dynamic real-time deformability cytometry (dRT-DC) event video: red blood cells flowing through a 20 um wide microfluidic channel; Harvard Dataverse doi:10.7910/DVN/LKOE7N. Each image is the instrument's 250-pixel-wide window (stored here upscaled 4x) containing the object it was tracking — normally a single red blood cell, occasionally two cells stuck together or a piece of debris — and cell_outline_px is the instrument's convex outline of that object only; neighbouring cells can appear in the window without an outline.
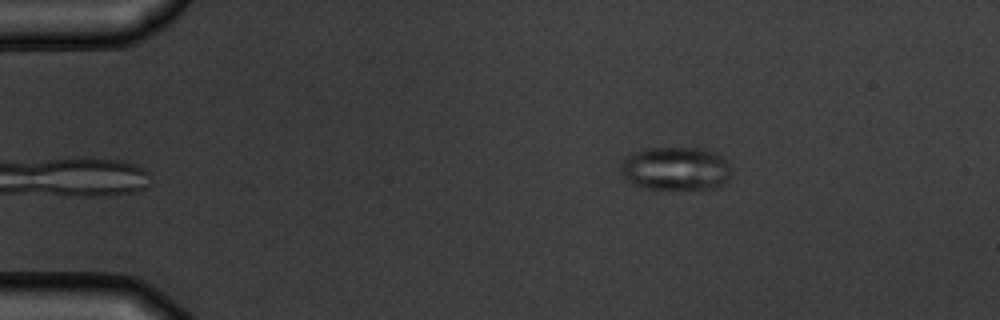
{"species": "common noctule bat (a hibernating species)", "species_latin": "Nyctalus noctula", "temperature_condition": "warm", "stored_images_in_passage": 4, "camera_frame_rate_fps": 3000, "um_per_image_px": 0.085, "animal": {"sex": "male", "body_mass_g": 19.5, "forearm_length_mm": 54.6}, "frame": {"image": 1, "passage_image": 4, "time_ms": 3.667, "image_size_px": [1000, 320], "cell_outline_px": [[728, 180], [724, 184], [716, 188], [644, 188], [632, 184], [620, 172], [620, 164], [632, 152], [644, 148], [704, 148], [716, 152], [728, 164]], "centroid_in_image_um": [57.4, 14.31], "position_along_channel_um": 27.6, "area_um2": 27.8}}